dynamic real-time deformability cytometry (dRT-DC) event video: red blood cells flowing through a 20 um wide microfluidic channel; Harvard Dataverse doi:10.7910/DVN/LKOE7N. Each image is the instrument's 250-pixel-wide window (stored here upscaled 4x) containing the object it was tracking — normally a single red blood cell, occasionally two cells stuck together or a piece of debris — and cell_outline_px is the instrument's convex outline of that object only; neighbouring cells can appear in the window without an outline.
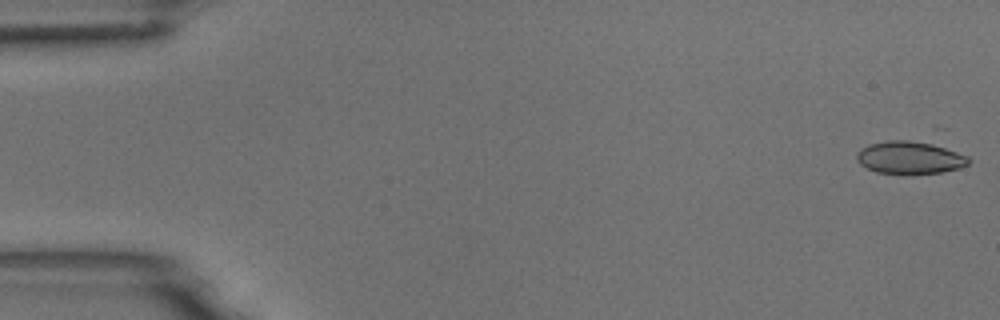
{"species": "common noctule bat (a hibernating species)", "species_latin": "Nyctalus noctula", "temperature_condition": "room temperature", "stored_images_in_passage": 49, "camera_frame_rate_fps": 3000, "um_per_image_px": 0.085, "animal": {"sex": "male", "body_mass_g": 18.8}, "frame": {"image": 1, "passage_image": 1, "time_ms": 0.0, "image_size_px": [1000, 320], "cell_outline_px": [[968, 164], [960, 168], [940, 172], [876, 172], [860, 164], [856, 160], [856, 156], [860, 148], [868, 144], [888, 140], [924, 140], [968, 156]], "centroid_in_image_um": [77.31, 13.35], "position_along_channel_um": 7.7, "area_um2": 20.98}}
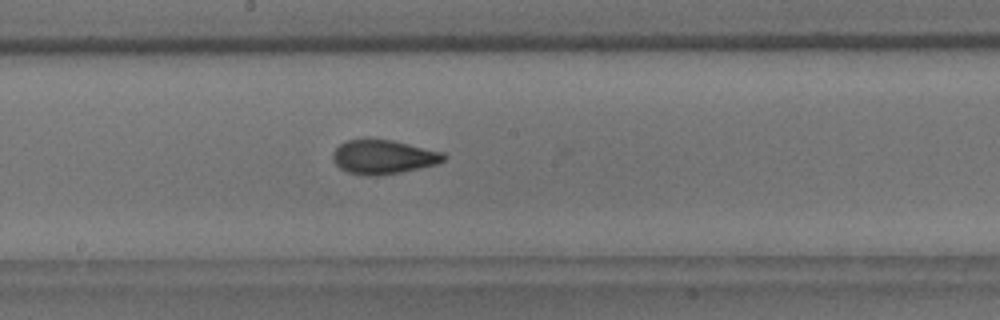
{"frame": {"image": 2, "passage_image": 29, "time_ms": 9.333, "image_size_px": [1000, 320], "cell_outline_px": [[448, 156], [444, 160], [436, 164], [400, 172], [376, 176], [348, 172], [340, 168], [332, 160], [332, 152], [340, 144], [348, 140], [392, 140], [444, 152]], "centroid_in_image_um": [32.59, 13.34], "position_along_channel_um": 215.6, "area_um2": 21.73}}
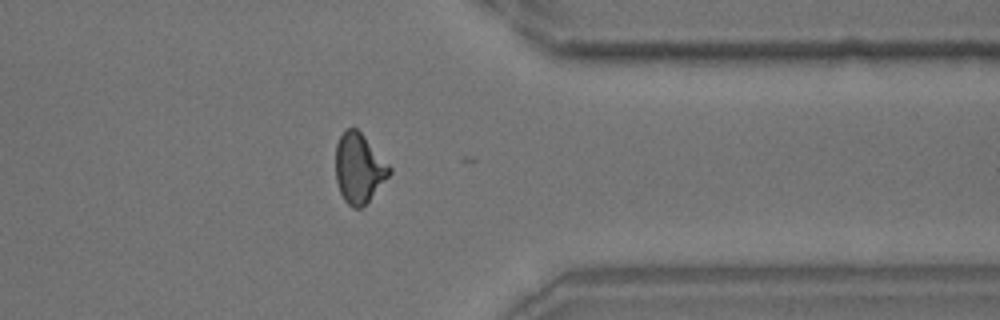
{"frame": {"image": 3, "passage_image": 43, "time_ms": 14.0, "image_size_px": [1000, 320], "cell_outline_px": [[392, 172], [368, 200], [360, 208], [352, 208], [344, 200], [340, 192], [336, 180], [336, 144], [340, 136], [348, 128], [356, 128], [364, 136], [392, 168]], "centroid_in_image_um": [30.5, 14.3], "position_along_channel_um": 380.9, "area_um2": 21.44}, "authors_computed_cell_mechanics": {"area_um2": 21.7906, "velocity_mm_per_s": 3.7271, "shape_relaxation_time_tau1_ms": 4.9555, "shape_relaxation_time_tau2_ms": 1.7199, "deformation_change_tau1": 0.1431, "deformation_change_tau2": 0.077}}